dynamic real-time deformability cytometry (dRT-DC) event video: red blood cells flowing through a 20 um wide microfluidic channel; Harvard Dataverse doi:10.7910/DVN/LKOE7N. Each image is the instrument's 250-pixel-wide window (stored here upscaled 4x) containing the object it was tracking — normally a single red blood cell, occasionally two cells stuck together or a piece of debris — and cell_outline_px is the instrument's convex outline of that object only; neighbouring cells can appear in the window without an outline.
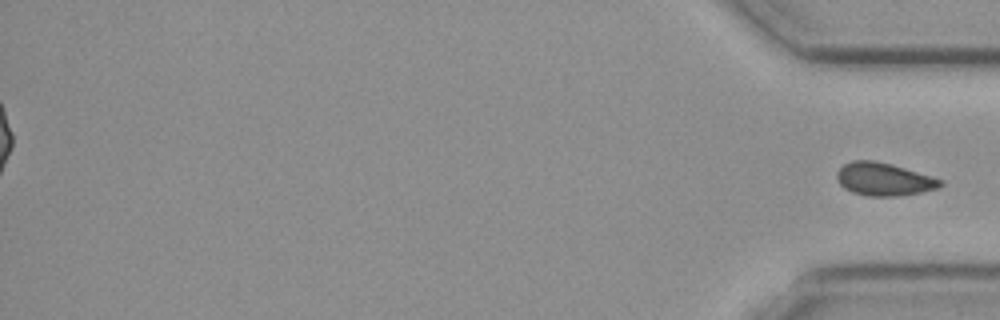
{"species": "common noctule bat (a hibernating species)", "species_latin": "Nyctalus noctula", "temperature_condition": "cold", "stored_images_in_passage": 51, "segment_of_instrument_passage": [2, 2], "camera_frame_rate_fps": 3000, "um_per_image_px": 0.085, "animal": {"sex": "female", "body_mass_g": 19.3, "forearm_length_mm": 54.1}, "frame": {"image": 1, "passage_image": 51, "time_ms": 16.667, "image_size_px": [1000, 320], "cell_outline_px": [[944, 184], [940, 188], [900, 196], [864, 196], [852, 192], [844, 188], [840, 184], [836, 176], [836, 172], [844, 164], [852, 160], [872, 160], [904, 168], [932, 176], [944, 180]], "centroid_in_image_um": [75.14, 15.25], "position_along_channel_um": 360.1, "area_um2": 19.88}}